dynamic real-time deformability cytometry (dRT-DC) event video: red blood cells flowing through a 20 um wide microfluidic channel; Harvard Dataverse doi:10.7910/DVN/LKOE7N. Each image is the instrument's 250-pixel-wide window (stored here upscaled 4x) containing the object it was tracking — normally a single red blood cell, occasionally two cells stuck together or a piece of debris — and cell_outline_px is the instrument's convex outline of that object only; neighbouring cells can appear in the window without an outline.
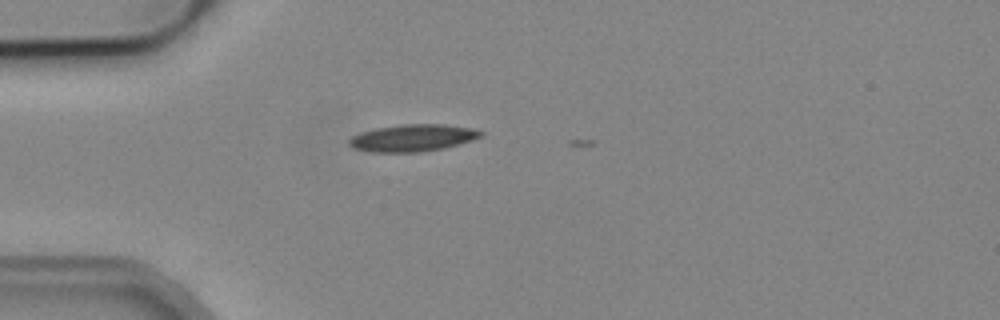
{"species": "common noctule bat (a hibernating species)", "species_latin": "Nyctalus noctula", "temperature_condition": "cold", "stored_images_in_passage": 3, "camera_frame_rate_fps": 3000, "um_per_image_px": 0.085, "animal": {"sex": "male", "body_mass_g": 19.2, "forearm_length_mm": 51.8}, "frame": {"image": 1, "passage_image": 2, "time_ms": 0.333, "image_size_px": [1000, 320], "cell_outline_px": [[484, 136], [472, 140], [444, 148], [420, 152], [372, 152], [352, 148], [348, 144], [348, 140], [352, 136], [360, 132], [376, 128], [400, 124], [444, 124], [472, 128], [484, 132]], "centroid_in_image_um": [35.07, 11.72], "position_along_channel_um": 49.9, "area_um2": 20.92}}